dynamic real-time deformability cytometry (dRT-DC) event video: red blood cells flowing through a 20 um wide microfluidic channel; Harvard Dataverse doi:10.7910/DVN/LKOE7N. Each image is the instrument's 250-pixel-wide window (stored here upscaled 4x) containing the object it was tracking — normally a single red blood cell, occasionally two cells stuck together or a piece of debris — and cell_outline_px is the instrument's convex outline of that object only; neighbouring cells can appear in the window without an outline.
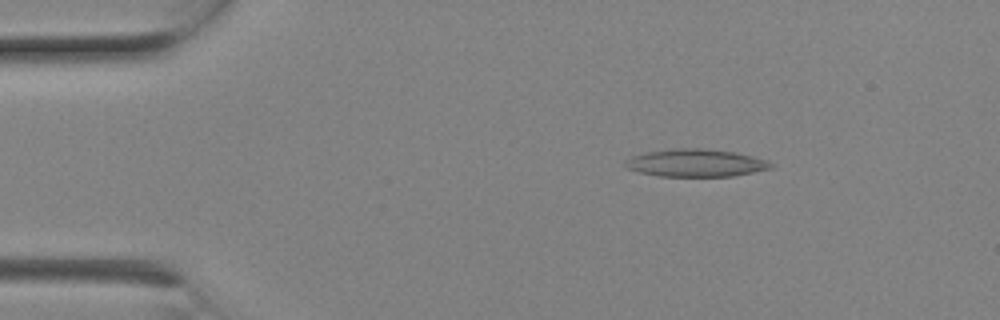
{"species": "Egyptian fruit bat (a non-hibernating species)", "species_latin": "Rousettus aegyptiacus", "temperature_condition": "room temperature", "stored_images_in_passage": 7, "camera_frame_rate_fps": 3000, "um_per_image_px": 0.085, "animal": {"sex": "female"}, "frame": {"image": 1, "passage_image": 3, "time_ms": 0.667, "image_size_px": [1000, 320], "cell_outline_px": [[776, 164], [772, 168], [732, 176], [656, 176], [640, 172], [628, 168], [624, 164], [624, 160], [632, 156], [644, 152], [676, 148], [700, 148], [736, 152], [768, 160]], "centroid_in_image_um": [59.15, 13.84], "position_along_channel_um": 25.9, "area_um2": 23.52}}
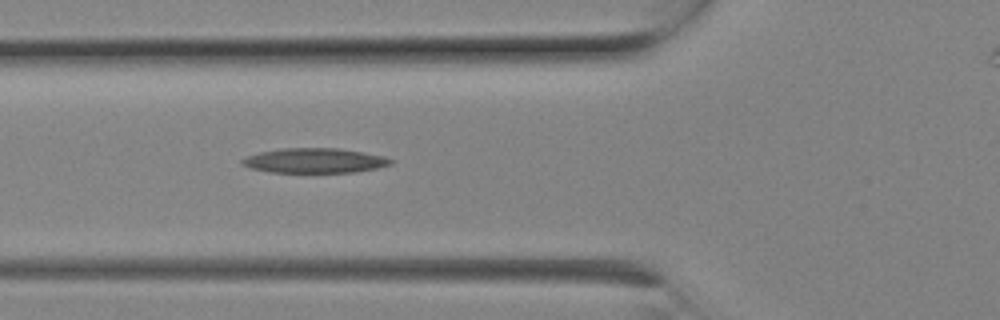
{"frame": {"image": 2, "passage_image": 7, "time_ms": 2.0, "image_size_px": [1000, 320], "cell_outline_px": [[396, 160], [392, 164], [376, 168], [356, 172], [272, 172], [252, 168], [240, 164], [240, 160], [248, 156], [260, 152], [284, 148], [340, 148], [384, 156]], "centroid_in_image_um": [26.78, 13.64], "position_along_channel_um": 99.0, "area_um2": 21.39}}